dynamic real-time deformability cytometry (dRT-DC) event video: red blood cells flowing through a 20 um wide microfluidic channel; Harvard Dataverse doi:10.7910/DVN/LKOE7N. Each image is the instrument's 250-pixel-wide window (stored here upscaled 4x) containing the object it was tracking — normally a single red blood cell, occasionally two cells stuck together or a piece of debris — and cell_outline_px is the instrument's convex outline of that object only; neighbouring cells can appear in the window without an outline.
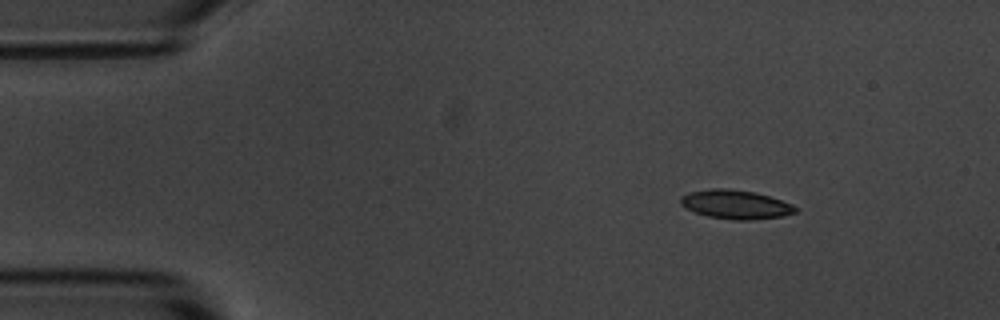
{"species": "common noctule bat (a hibernating species)", "species_latin": "Nyctalus noctula", "temperature_condition": "room temperature", "stored_images_in_passage": 3, "camera_frame_rate_fps": 3000, "um_per_image_px": 0.085, "animal": {"sex": "male", "body_mass_g": 20.1, "forearm_length_mm": 53.5}, "frame": {"image": 1, "passage_image": 1, "time_ms": 0.0, "image_size_px": [1000, 320], "cell_outline_px": [[800, 208], [796, 212], [780, 216], [748, 220], [732, 220], [708, 216], [684, 208], [680, 204], [680, 196], [688, 192], [708, 188], [728, 188], [756, 192], [792, 204]], "centroid_in_image_um": [62.49, 17.36], "position_along_channel_um": 22.5, "area_um2": 19.48}}